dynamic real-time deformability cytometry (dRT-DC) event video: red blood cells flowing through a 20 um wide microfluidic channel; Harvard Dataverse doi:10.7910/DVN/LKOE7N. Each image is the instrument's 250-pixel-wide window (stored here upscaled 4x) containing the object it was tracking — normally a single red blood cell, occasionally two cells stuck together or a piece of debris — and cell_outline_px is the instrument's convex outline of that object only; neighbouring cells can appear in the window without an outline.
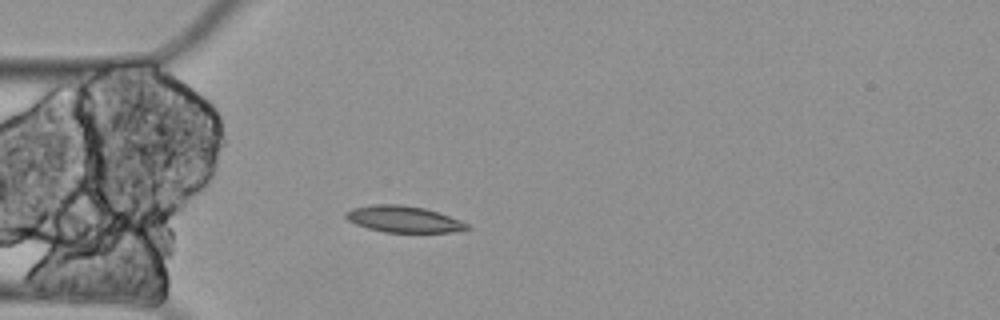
{"species": "Egyptian fruit bat (a non-hibernating species)", "species_latin": "Rousettus aegyptiacus", "temperature_condition": "cold", "stored_images_in_passage": 3, "camera_frame_rate_fps": 3000, "um_per_image_px": 0.085, "animal": {"sex": "female"}, "frame": {"image": 1, "passage_image": 3, "time_ms": 0.667, "image_size_px": [1000, 320], "cell_outline_px": [[472, 228], [452, 232], [384, 232], [368, 228], [356, 224], [348, 220], [344, 216], [344, 212], [352, 208], [372, 204], [400, 204], [424, 208], [460, 220], [468, 224]], "centroid_in_image_um": [34.27, 18.62], "position_along_channel_um": 50.7, "area_um2": 18.61}}